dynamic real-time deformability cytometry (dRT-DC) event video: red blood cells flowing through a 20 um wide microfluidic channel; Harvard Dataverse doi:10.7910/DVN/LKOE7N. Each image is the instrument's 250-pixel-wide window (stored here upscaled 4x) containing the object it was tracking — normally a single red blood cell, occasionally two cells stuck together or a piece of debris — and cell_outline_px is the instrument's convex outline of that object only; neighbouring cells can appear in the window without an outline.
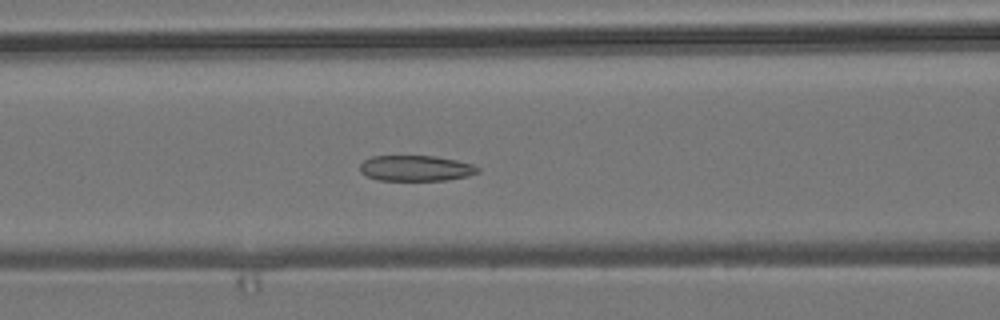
{"species": "common noctule bat (a hibernating species)", "species_latin": "Nyctalus noctula", "temperature_condition": "room temperature", "stored_images_in_passage": 43, "camera_frame_rate_fps": 3000, "um_per_image_px": 0.085, "animal": {"sex": "male", "body_mass_g": 19.2, "forearm_length_mm": 51.8}, "frame": {"image": 1, "passage_image": 11, "time_ms": 3.333, "image_size_px": [1000, 320], "cell_outline_px": [[480, 172], [468, 176], [444, 180], [376, 180], [360, 172], [360, 164], [364, 160], [372, 156], [436, 156], [456, 160], [472, 164], [480, 168]], "centroid_in_image_um": [35.35, 14.3], "position_along_channel_um": 131.3, "area_um2": 17.63}}
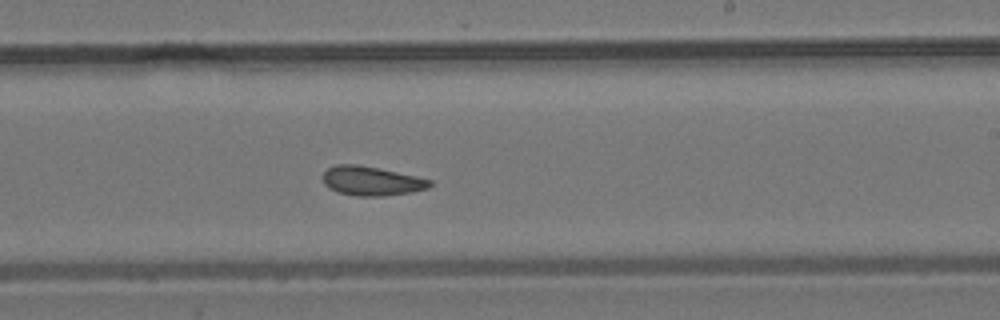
{"frame": {"image": 2, "passage_image": 21, "time_ms": 6.667, "image_size_px": [1000, 320], "cell_outline_px": [[432, 184], [428, 188], [412, 192], [384, 196], [356, 196], [336, 192], [328, 188], [324, 184], [324, 172], [328, 168], [336, 164], [356, 164], [416, 176], [432, 180]], "centroid_in_image_um": [31.56, 15.39], "position_along_channel_um": 257.4, "area_um2": 18.15}}
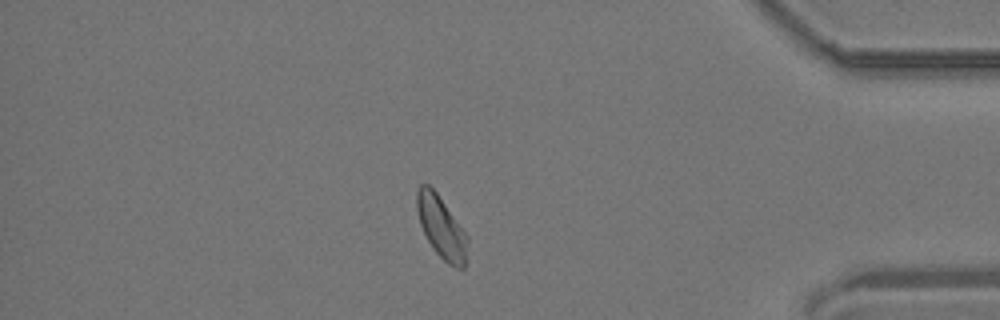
{"frame": {"image": 3, "passage_image": 35, "time_ms": 11.333, "image_size_px": [1000, 320], "cell_outline_px": [[468, 240], [464, 268], [456, 268], [448, 264], [432, 248], [420, 224], [416, 208], [416, 192], [420, 184], [428, 184], [436, 192], [468, 236]], "centroid_in_image_um": [37.5, 19.31], "position_along_channel_um": 397.7, "area_um2": 18.09}, "authors_computed_cell_mechanics": {"area_um2": 18.3226, "velocity_mm_per_s": 3.792, "shape_relaxation_time_tau1_ms": null, "shape_relaxation_time_tau2_ms": 1.5972, "deformation_change_tau1": null, "deformation_change_tau2": 0.0728}}